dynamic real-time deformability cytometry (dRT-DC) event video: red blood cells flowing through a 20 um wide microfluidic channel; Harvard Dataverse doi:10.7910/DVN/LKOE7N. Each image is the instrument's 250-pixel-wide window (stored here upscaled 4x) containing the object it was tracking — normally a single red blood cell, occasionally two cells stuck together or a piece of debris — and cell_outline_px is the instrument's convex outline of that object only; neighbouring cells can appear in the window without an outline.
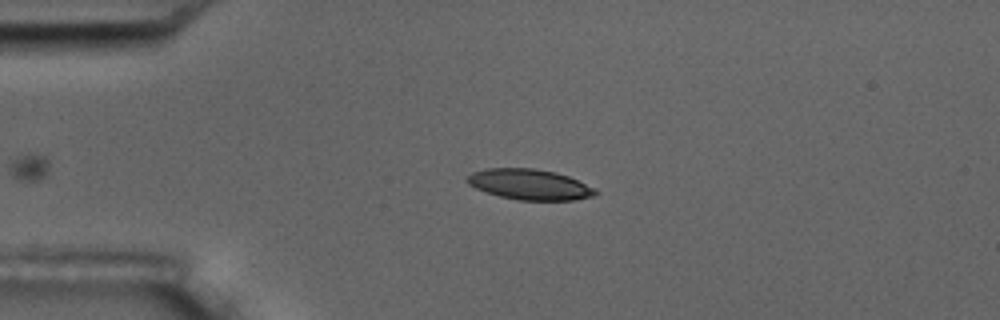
{"species": "common noctule bat (a hibernating species)", "species_latin": "Nyctalus noctula", "temperature_condition": "room temperature", "stored_images_in_passage": 6, "camera_frame_rate_fps": 3000, "um_per_image_px": 0.085, "animal": {"sex": "male", "body_mass_g": 17.5, "forearm_length_mm": 52.3}, "frame": {"image": 1, "passage_image": 4, "time_ms": 3.333, "image_size_px": [1000, 320], "cell_outline_px": [[600, 192], [592, 196], [576, 200], [520, 200], [500, 196], [476, 188], [468, 184], [464, 180], [472, 172], [488, 168], [532, 168], [556, 172], [568, 176], [596, 188]], "centroid_in_image_um": [45.04, 15.67], "position_along_channel_um": 40.0, "area_um2": 22.83}}